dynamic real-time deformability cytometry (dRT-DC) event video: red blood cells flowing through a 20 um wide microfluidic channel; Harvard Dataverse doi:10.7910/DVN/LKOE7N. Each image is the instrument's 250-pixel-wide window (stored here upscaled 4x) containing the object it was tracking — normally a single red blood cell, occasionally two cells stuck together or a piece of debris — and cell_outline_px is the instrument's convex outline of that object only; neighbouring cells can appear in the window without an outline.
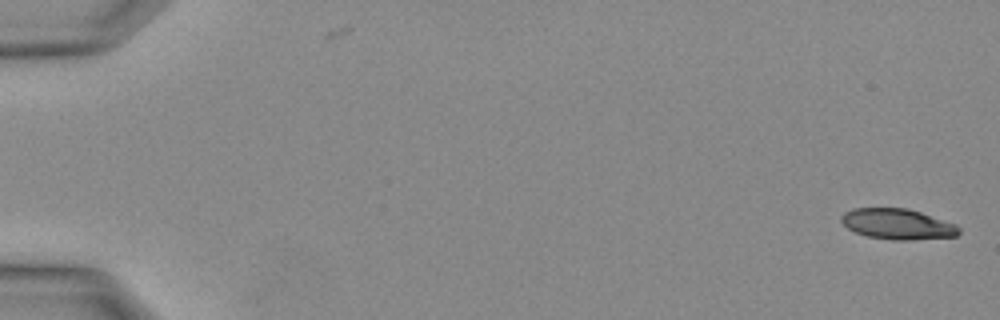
{"species": "Egyptian fruit bat (a non-hibernating species)", "species_latin": "Rousettus aegyptiacus", "temperature_condition": "warm", "stored_images_in_passage": 23, "camera_frame_rate_fps": 3000, "um_per_image_px": 0.085, "animal": {"sex": "female"}, "frame": {"image": 1, "passage_image": 1, "time_ms": 0.0, "image_size_px": [1000, 320], "cell_outline_px": [[960, 232], [956, 236], [908, 240], [892, 240], [868, 236], [856, 232], [848, 228], [840, 220], [840, 216], [844, 212], [852, 208], [908, 208], [956, 224], [960, 228]], "centroid_in_image_um": [76.28, 19.04], "position_along_channel_um": 8.7, "area_um2": 20.92}}
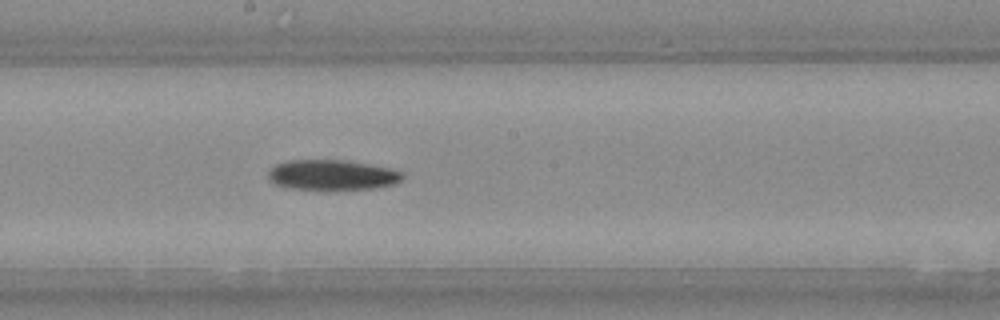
{"frame": {"image": 2, "passage_image": 19, "time_ms": 6.0, "image_size_px": [1000, 320], "cell_outline_px": [[404, 176], [400, 180], [392, 184], [372, 188], [292, 188], [276, 184], [268, 180], [268, 172], [276, 164], [288, 160], [344, 160], [388, 168], [400, 172]], "centroid_in_image_um": [28.17, 14.85], "position_along_channel_um": 220.0, "area_um2": 22.83}}
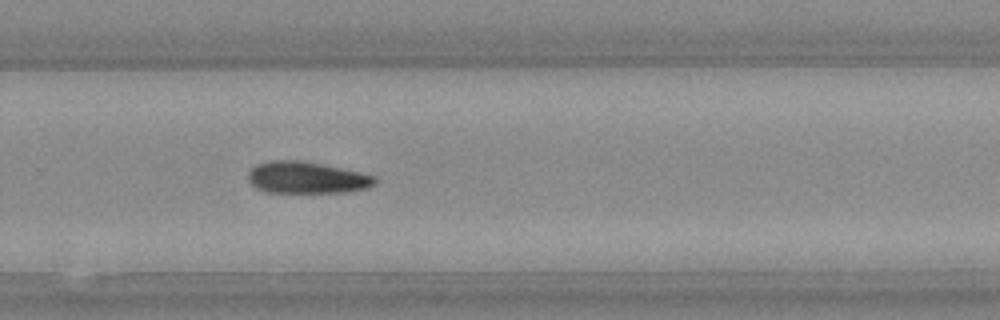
{"frame": {"image": 3, "passage_image": 23, "time_ms": 7.333, "image_size_px": [1000, 320], "cell_outline_px": [[376, 180], [368, 188], [344, 192], [268, 192], [256, 188], [248, 180], [248, 172], [256, 164], [268, 160], [304, 160], [360, 172], [376, 176]], "centroid_in_image_um": [26.04, 15.08], "position_along_channel_um": 303.8, "area_um2": 23.47}}